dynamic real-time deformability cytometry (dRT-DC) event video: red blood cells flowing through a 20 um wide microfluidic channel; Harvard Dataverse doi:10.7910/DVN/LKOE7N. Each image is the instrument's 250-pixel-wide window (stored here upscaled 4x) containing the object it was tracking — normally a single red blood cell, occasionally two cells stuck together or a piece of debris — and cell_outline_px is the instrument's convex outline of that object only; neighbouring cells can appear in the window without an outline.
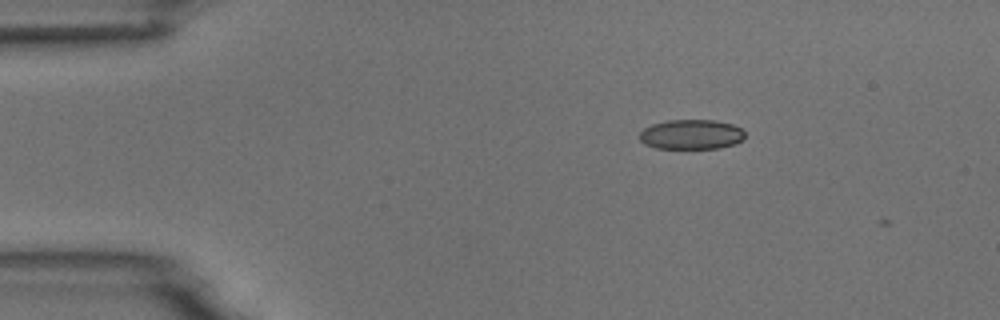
{"species": "common noctule bat (a hibernating species)", "species_latin": "Nyctalus noctula", "temperature_condition": "room temperature", "stored_images_in_passage": 3, "camera_frame_rate_fps": 3000, "um_per_image_px": 0.085, "animal": {"sex": "male", "body_mass_g": 18.8}, "frame": {"image": 1, "passage_image": 1, "time_ms": 0.0, "image_size_px": [1000, 320], "cell_outline_px": [[744, 140], [736, 144], [720, 148], [656, 148], [644, 144], [640, 140], [640, 132], [644, 128], [652, 124], [668, 120], [712, 120], [732, 124], [740, 128], [744, 132]], "centroid_in_image_um": [58.77, 11.43], "position_along_channel_um": 26.2, "area_um2": 18.32}}